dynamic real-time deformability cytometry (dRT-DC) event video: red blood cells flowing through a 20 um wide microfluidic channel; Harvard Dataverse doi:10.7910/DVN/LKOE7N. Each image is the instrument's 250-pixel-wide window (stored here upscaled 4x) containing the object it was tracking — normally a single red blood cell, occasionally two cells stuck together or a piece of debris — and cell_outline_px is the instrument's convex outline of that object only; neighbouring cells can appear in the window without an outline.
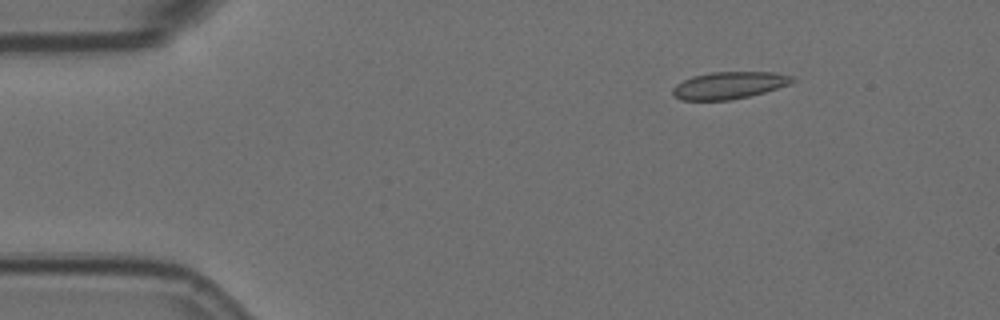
{"species": "Egyptian fruit bat (a non-hibernating species)", "species_latin": "Rousettus aegyptiacus", "temperature_condition": "room temperature", "stored_images_in_passage": 7, "camera_frame_rate_fps": 3000, "um_per_image_px": 0.085, "animal": {"sex": "female"}, "frame": {"image": 1, "passage_image": 3, "time_ms": 0.667, "image_size_px": [1000, 320], "cell_outline_px": [[796, 80], [788, 84], [764, 92], [748, 96], [728, 100], [684, 100], [676, 96], [672, 92], [672, 88], [676, 84], [692, 76], [712, 72], [776, 72], [792, 76]], "centroid_in_image_um": [61.97, 7.24], "position_along_channel_um": 23.0, "area_um2": 18.67}}
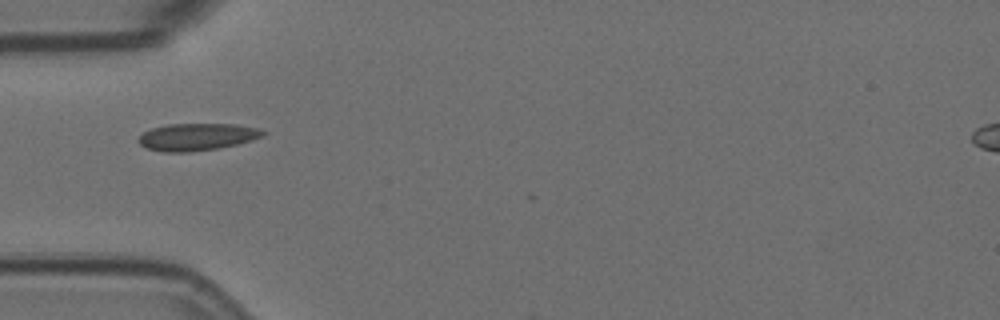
{"frame": {"image": 2, "passage_image": 6, "time_ms": 1.667, "image_size_px": [1000, 320], "cell_outline_px": [[268, 132], [264, 136], [252, 140], [236, 144], [216, 148], [188, 152], [164, 152], [148, 148], [140, 144], [136, 140], [144, 132], [152, 128], [168, 124], [236, 124], [256, 128]], "centroid_in_image_um": [16.75, 11.63], "position_along_channel_um": 68.3, "area_um2": 19.59}}